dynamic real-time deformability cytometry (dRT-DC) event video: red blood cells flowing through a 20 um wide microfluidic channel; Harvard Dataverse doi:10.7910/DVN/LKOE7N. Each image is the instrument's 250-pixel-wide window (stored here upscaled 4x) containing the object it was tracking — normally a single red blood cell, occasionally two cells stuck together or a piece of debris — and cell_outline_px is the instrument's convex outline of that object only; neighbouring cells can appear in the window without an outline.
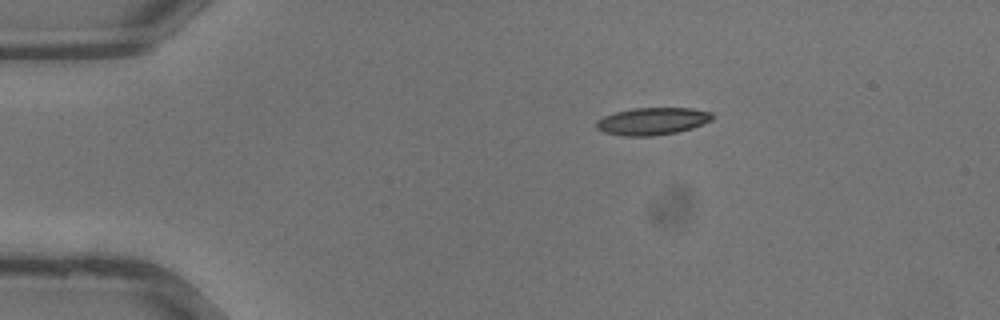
{"species": "common noctule bat (a hibernating species)", "species_latin": "Nyctalus noctula", "temperature_condition": "warm", "stored_images_in_passage": 30, "camera_frame_rate_fps": 3000, "um_per_image_px": 0.085, "animal": {"sex": "male", "body_mass_g": 13.3}, "frame": {"image": 1, "passage_image": 1, "time_ms": 0.0, "image_size_px": [1000, 320], "cell_outline_px": [[712, 120], [692, 128], [676, 132], [652, 136], [624, 136], [604, 132], [596, 128], [596, 120], [604, 116], [616, 112], [632, 108], [692, 108], [712, 112]], "centroid_in_image_um": [55.44, 10.3], "position_along_channel_um": 29.6, "area_um2": 18.44}}
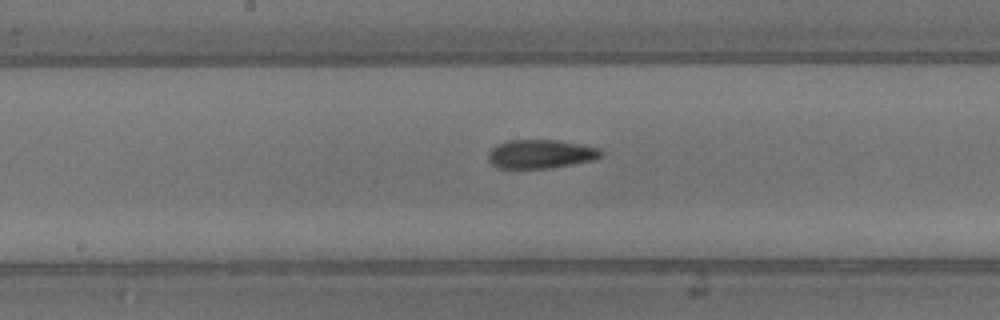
{"frame": {"image": 2, "passage_image": 13, "time_ms": 4.0, "image_size_px": [1000, 320], "cell_outline_px": [[604, 152], [600, 156], [592, 160], [572, 164], [548, 168], [500, 168], [492, 164], [488, 160], [488, 152], [496, 144], [512, 140], [556, 140], [580, 144], [600, 148]], "centroid_in_image_um": [45.94, 13.08], "position_along_channel_um": 202.3, "area_um2": 18.79}}
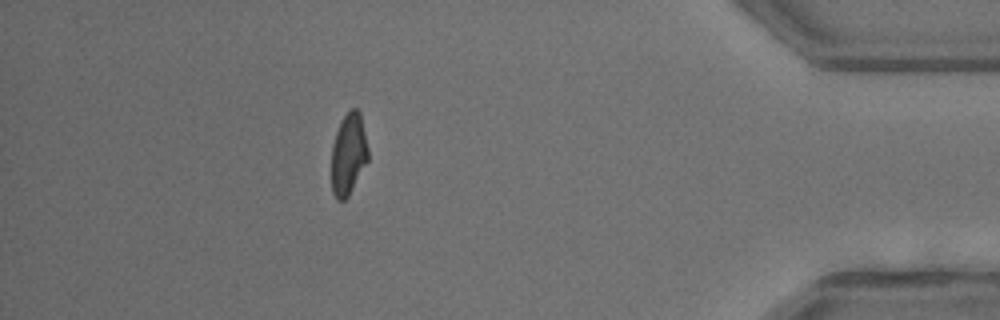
{"frame": {"image": 3, "passage_image": 26, "time_ms": 8.333, "image_size_px": [1000, 320], "cell_outline_px": [[368, 160], [348, 196], [344, 200], [336, 200], [332, 192], [332, 144], [336, 132], [344, 116], [352, 108], [356, 108], [360, 112], [368, 148]], "centroid_in_image_um": [29.62, 13.11], "position_along_channel_um": 405.6, "area_um2": 17.22}}